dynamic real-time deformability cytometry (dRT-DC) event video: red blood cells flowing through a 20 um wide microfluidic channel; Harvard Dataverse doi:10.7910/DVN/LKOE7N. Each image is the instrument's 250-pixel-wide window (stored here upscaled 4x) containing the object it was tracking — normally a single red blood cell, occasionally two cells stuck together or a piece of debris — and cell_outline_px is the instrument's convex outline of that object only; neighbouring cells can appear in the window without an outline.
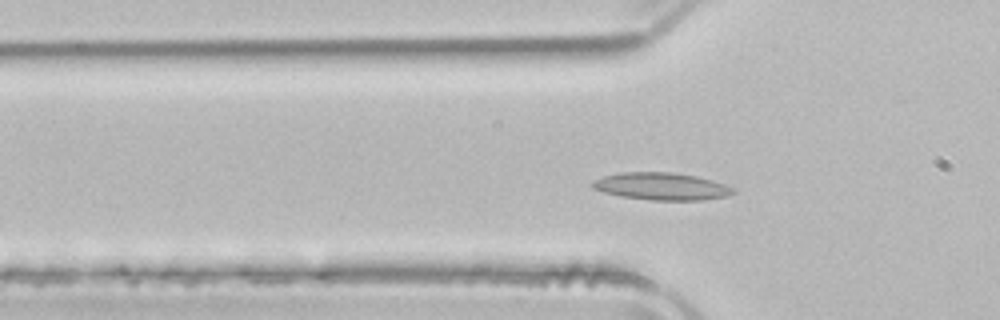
{"species": "common noctule bat (a hibernating species)", "species_latin": "Nyctalus noctula", "temperature_condition": "room temperature", "stored_images_in_passage": 49, "camera_frame_rate_fps": 3000, "um_per_image_px": 0.085, "animal": {"sex": "male", "body_mass_g": 21.5, "forearm_length_mm": 52.0}, "frame": {"image": 1, "passage_image": 13, "time_ms": 4.0, "image_size_px": [1000, 320], "cell_outline_px": [[736, 192], [724, 196], [700, 200], [652, 200], [620, 196], [604, 192], [592, 188], [592, 180], [604, 176], [620, 172], [672, 172], [696, 176], [712, 180], [724, 184], [732, 188]], "centroid_in_image_um": [56.18, 15.83], "position_along_channel_um": 69.6, "area_um2": 22.25}}
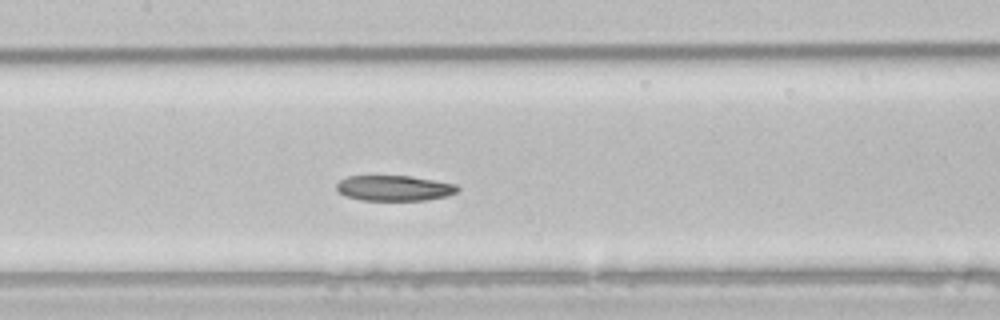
{"frame": {"image": 2, "passage_image": 21, "time_ms": 6.667, "image_size_px": [1000, 320], "cell_outline_px": [[460, 188], [456, 192], [448, 196], [428, 200], [360, 200], [344, 196], [336, 188], [336, 184], [340, 180], [348, 176], [412, 176], [456, 184]], "centroid_in_image_um": [33.52, 15.99], "position_along_channel_um": 173.9, "area_um2": 18.03}}
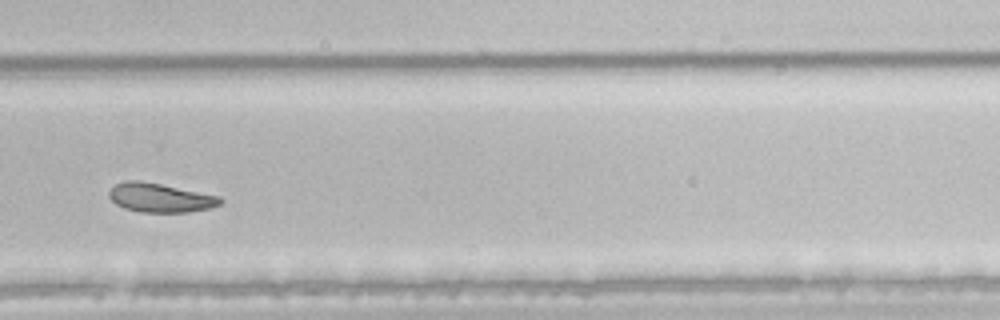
{"frame": {"image": 3, "passage_image": 32, "time_ms": 10.333, "image_size_px": [1000, 320], "cell_outline_px": [[224, 200], [220, 204], [212, 208], [188, 212], [140, 212], [124, 208], [116, 204], [108, 196], [108, 192], [116, 184], [124, 180], [136, 180], [160, 184], [220, 196]], "centroid_in_image_um": [13.62, 16.81], "position_along_channel_um": 316.2, "area_um2": 18.79}, "authors_computed_cell_mechanics": {"area_um2": 20.519, "velocity_mm_per_s": 3.8977, "shape_relaxation_time_tau1_ms": 8.9461, "shape_relaxation_time_tau2_ms": null, "deformation_change_tau1": 0.1772, "deformation_change_tau2": null}}